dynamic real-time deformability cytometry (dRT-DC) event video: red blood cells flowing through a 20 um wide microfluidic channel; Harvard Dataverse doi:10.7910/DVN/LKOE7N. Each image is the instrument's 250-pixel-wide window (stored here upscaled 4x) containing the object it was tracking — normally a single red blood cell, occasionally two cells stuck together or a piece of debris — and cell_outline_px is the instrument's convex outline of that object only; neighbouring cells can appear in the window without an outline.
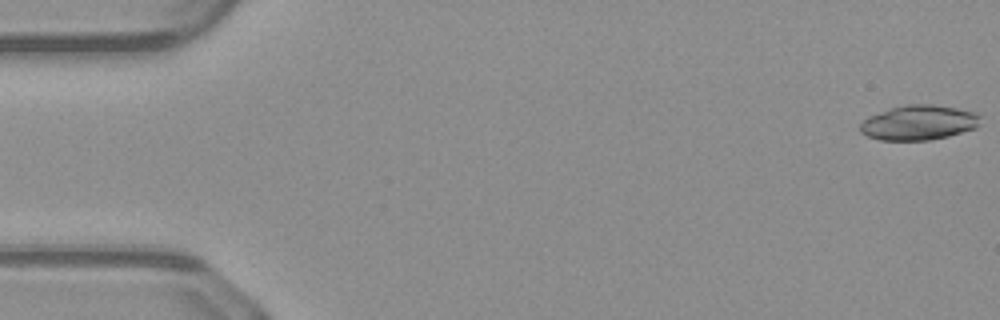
{"species": "common noctule bat (a hibernating species)", "species_latin": "Nyctalus noctula", "temperature_condition": "warm", "stored_images_in_passage": 46, "camera_frame_rate_fps": 3000, "um_per_image_px": 0.085, "animal": {"sex": "male", "body_mass_g": 23.1, "forearm_length_mm": 52.7}, "frame": {"image": 1, "passage_image": 1, "time_ms": 0.0, "image_size_px": [1000, 320], "cell_outline_px": [[980, 124], [976, 128], [948, 136], [928, 140], [880, 140], [868, 136], [860, 132], [860, 124], [868, 116], [888, 108], [908, 104], [932, 104], [956, 108], [976, 112], [980, 116]], "centroid_in_image_um": [78.09, 10.41], "position_along_channel_um": 6.9, "area_um2": 24.51}}